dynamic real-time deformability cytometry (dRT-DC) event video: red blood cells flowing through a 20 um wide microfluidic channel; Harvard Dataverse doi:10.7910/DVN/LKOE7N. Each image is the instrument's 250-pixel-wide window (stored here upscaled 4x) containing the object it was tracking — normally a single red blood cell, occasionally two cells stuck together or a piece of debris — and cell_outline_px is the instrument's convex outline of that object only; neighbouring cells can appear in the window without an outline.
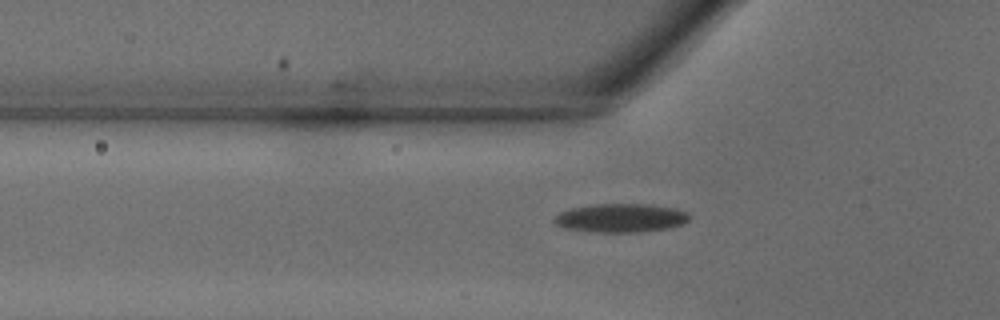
{"species": "common noctule bat (a hibernating species)", "species_latin": "Nyctalus noctula", "temperature_condition": "warm", "stored_images_in_passage": 25, "camera_frame_rate_fps": 3000, "um_per_image_px": 0.085, "animal": {"sex": "male", "body_mass_g": 18.8}, "frame": {"image": 1, "passage_image": 2, "time_ms": 0.333, "image_size_px": [1000, 320], "cell_outline_px": [[692, 216], [684, 224], [668, 228], [636, 232], [600, 232], [568, 228], [556, 224], [552, 220], [560, 212], [572, 208], [592, 204], [648, 204], [676, 208], [688, 212]], "centroid_in_image_um": [52.83, 18.51], "position_along_channel_um": 73.0, "area_um2": 22.48}}
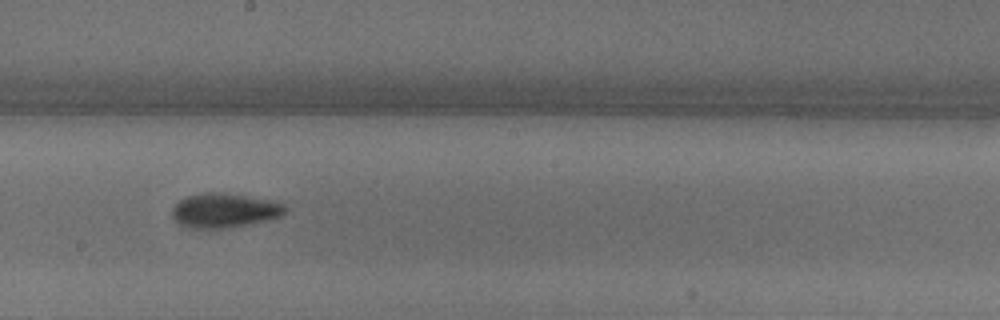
{"frame": {"image": 2, "passage_image": 11, "time_ms": 3.333, "image_size_px": [1000, 320], "cell_outline_px": [[288, 208], [280, 216], [248, 224], [224, 228], [184, 228], [172, 216], [172, 208], [180, 200], [188, 196], [208, 192], [220, 192], [268, 200], [284, 204]], "centroid_in_image_um": [19.03, 17.89], "position_along_channel_um": 229.2, "area_um2": 22.25}}
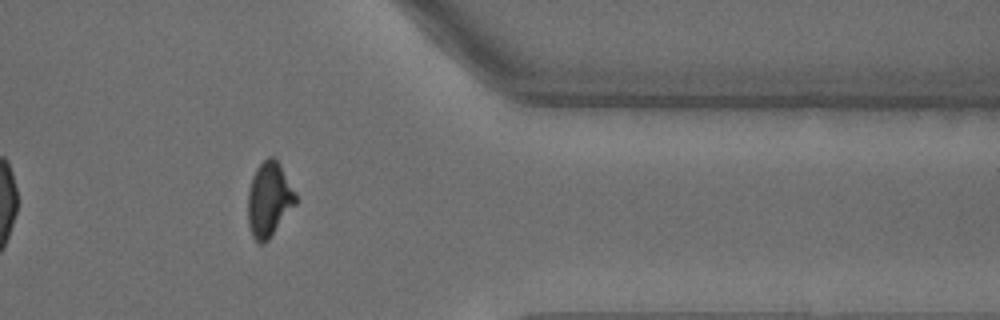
{"frame": {"image": 3, "passage_image": 21, "time_ms": 6.667, "image_size_px": [1000, 320], "cell_outline_px": [[300, 200], [268, 240], [264, 244], [260, 244], [252, 236], [248, 224], [248, 192], [252, 176], [256, 168], [268, 156], [276, 156]], "centroid_in_image_um": [22.9, 16.94], "position_along_channel_um": 388.5, "area_um2": 21.21}}